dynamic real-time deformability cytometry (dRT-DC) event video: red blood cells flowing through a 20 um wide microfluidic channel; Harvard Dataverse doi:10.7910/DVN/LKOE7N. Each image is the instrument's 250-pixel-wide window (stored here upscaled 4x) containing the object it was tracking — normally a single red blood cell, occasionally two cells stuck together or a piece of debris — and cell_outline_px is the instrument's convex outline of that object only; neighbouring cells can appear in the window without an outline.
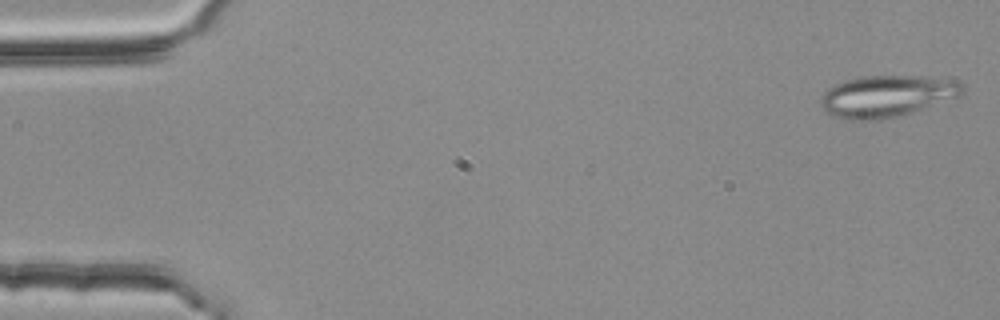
{"species": "common noctule bat (a hibernating species)", "species_latin": "Nyctalus noctula", "temperature_condition": "room temperature", "stored_images_in_passage": 54, "segment_of_instrument_passage": [1, 2], "camera_frame_rate_fps": 3000, "um_per_image_px": 0.085, "animal": {"sex": "female", "body_mass_g": 25.1}, "frame": {"image": 1, "passage_image": 1, "time_ms": 0.0, "image_size_px": [1000, 320], "cell_outline_px": [[964, 92], [960, 96], [900, 116], [880, 120], [848, 120], [832, 116], [824, 112], [820, 104], [820, 96], [828, 88], [844, 80], [856, 76], [920, 76], [956, 80], [964, 84]], "centroid_in_image_um": [75.35, 8.18], "position_along_channel_um": 9.7, "area_um2": 34.85}}